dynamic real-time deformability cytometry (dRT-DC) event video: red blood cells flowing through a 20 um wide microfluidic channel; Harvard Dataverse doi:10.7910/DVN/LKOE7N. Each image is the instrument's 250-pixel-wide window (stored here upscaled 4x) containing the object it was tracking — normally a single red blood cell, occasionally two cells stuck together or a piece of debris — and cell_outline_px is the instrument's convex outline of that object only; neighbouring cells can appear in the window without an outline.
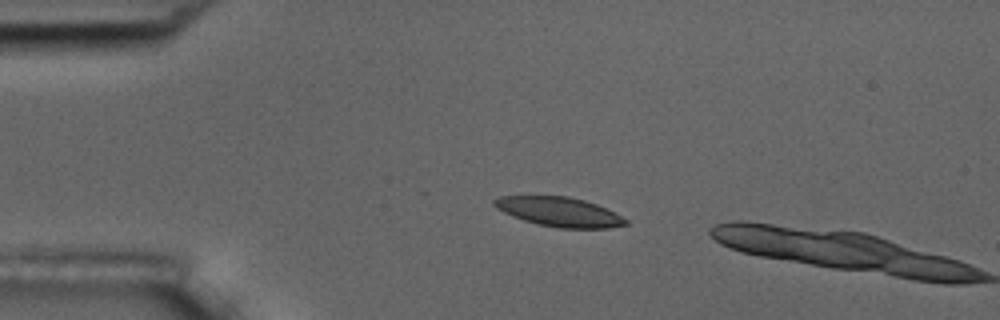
{"species": "common noctule bat (a hibernating species)", "species_latin": "Nyctalus noctula", "temperature_condition": "room temperature", "stored_images_in_passage": 10, "camera_frame_rate_fps": 3000, "um_per_image_px": 0.085, "animal": {"sex": "male", "body_mass_g": 17.5, "forearm_length_mm": 52.3}, "frame": {"image": 1, "passage_image": 9, "time_ms": 2.667, "image_size_px": [1000, 320], "cell_outline_px": [[628, 224], [608, 228], [556, 228], [524, 220], [512, 216], [496, 208], [492, 204], [492, 200], [500, 196], [568, 196], [584, 200], [596, 204], [628, 220]], "centroid_in_image_um": [47.5, 18.0], "position_along_channel_um": 37.5, "area_um2": 22.31}}